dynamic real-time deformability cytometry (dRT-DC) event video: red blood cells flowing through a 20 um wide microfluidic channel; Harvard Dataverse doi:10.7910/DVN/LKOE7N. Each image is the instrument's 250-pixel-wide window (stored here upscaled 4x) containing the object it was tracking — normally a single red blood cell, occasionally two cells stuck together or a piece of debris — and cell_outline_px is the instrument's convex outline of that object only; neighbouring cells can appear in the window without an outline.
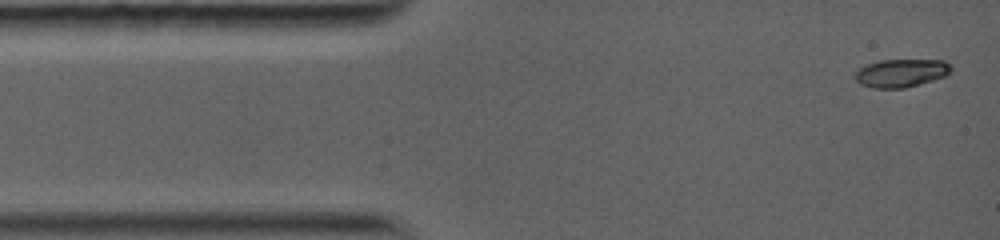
{"species": "common noctule bat (a hibernating species)", "species_latin": "Nyctalus noctula", "temperature_condition": "warm", "stored_images_in_passage": 5, "camera_frame_rate_fps": 5000, "um_per_image_px": 0.085, "animal": {"sex": "female", "body_mass_g": 19.0, "forearm_length_mm": 56.7}, "frame": {"image": 1, "passage_image": 1, "time_ms": 0.0, "image_size_px": [1000, 240], "cell_outline_px": [[952, 68], [944, 76], [932, 80], [904, 88], [872, 88], [860, 84], [852, 76], [860, 68], [868, 64], [880, 60], [944, 60]], "centroid_in_image_um": [76.54, 6.21], "position_along_channel_um": 8.5, "area_um2": 15.55}}
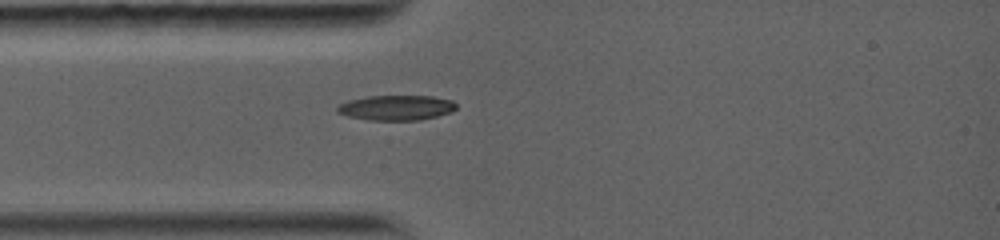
{"frame": {"image": 2, "passage_image": 5, "time_ms": 2.8, "image_size_px": [1000, 240], "cell_outline_px": [[456, 108], [452, 112], [420, 120], [368, 120], [348, 116], [336, 112], [336, 108], [340, 104], [348, 100], [368, 96], [432, 96], [452, 100], [456, 104]], "centroid_in_image_um": [33.68, 9.15], "position_along_channel_um": 51.3, "area_um2": 17.4}}